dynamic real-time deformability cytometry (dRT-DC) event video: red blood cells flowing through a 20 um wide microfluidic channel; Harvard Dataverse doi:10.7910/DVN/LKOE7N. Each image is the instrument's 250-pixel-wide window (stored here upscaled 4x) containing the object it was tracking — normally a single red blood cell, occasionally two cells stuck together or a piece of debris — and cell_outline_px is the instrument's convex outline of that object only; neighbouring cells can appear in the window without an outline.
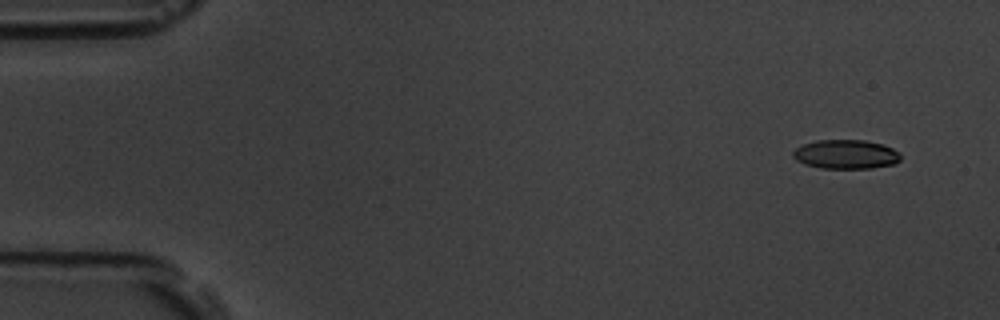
{"species": "common noctule bat (a hibernating species)", "species_latin": "Nyctalus noctula", "temperature_condition": "room temperature", "stored_images_in_passage": 5, "camera_frame_rate_fps": 3000, "um_per_image_px": 0.085, "animal": {"sex": "male", "body_mass_g": 19.5, "forearm_length_mm": 54.6}, "frame": {"image": 1, "passage_image": 2, "time_ms": 1.0, "image_size_px": [1000, 320], "cell_outline_px": [[900, 160], [896, 164], [872, 168], [820, 168], [804, 164], [796, 160], [792, 156], [792, 152], [796, 148], [804, 144], [816, 140], [864, 140], [884, 144], [900, 152]], "centroid_in_image_um": [71.91, 13.12], "position_along_channel_um": 13.1, "area_um2": 18.44}}
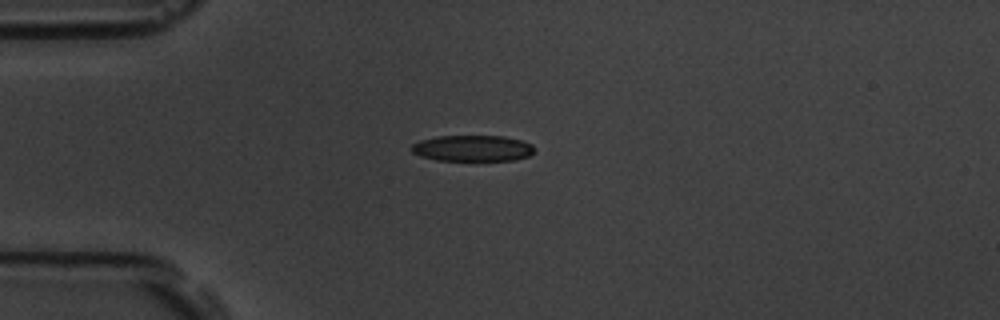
{"frame": {"image": 2, "passage_image": 5, "time_ms": 4.667, "image_size_px": [1000, 320], "cell_outline_px": [[532, 152], [528, 156], [512, 160], [436, 160], [420, 156], [412, 152], [408, 148], [412, 144], [420, 140], [436, 136], [504, 136], [524, 140], [532, 144]], "centroid_in_image_um": [40.12, 12.59], "position_along_channel_um": 44.9, "area_um2": 18.73}}